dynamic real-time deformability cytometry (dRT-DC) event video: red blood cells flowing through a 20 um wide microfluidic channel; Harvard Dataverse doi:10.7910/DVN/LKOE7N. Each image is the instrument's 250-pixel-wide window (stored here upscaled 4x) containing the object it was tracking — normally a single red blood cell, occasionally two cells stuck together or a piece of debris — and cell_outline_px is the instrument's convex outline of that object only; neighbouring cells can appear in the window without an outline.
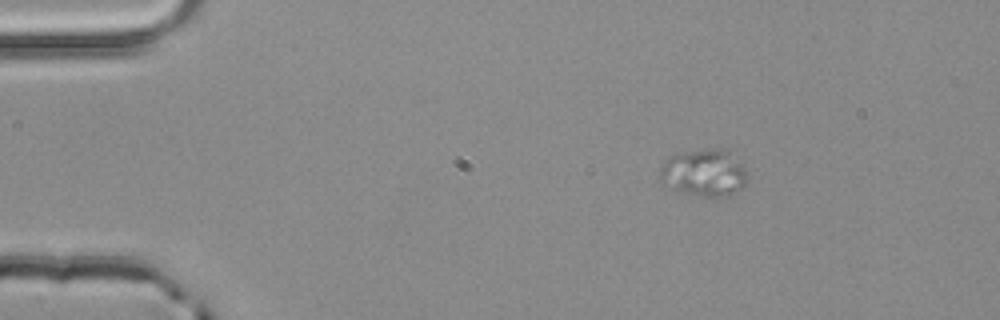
{"species": "common noctule bat (a hibernating species)", "species_latin": "Nyctalus noctula", "temperature_condition": "room temperature", "stored_images_in_passage": 3, "camera_frame_rate_fps": 3000, "um_per_image_px": 0.085, "animal": {"sex": "male", "body_mass_g": 20.4}, "frame": {"image": 1, "passage_image": 1, "time_ms": 0.0, "image_size_px": [1000, 320], "cell_outline_px": [[748, 180], [736, 192], [728, 196], [704, 196], [688, 192], [676, 188], [660, 180], [660, 168], [676, 152], [708, 148], [724, 148], [744, 164], [748, 172]], "centroid_in_image_um": [59.93, 14.64], "position_along_channel_um": 25.1, "area_um2": 23.81}}
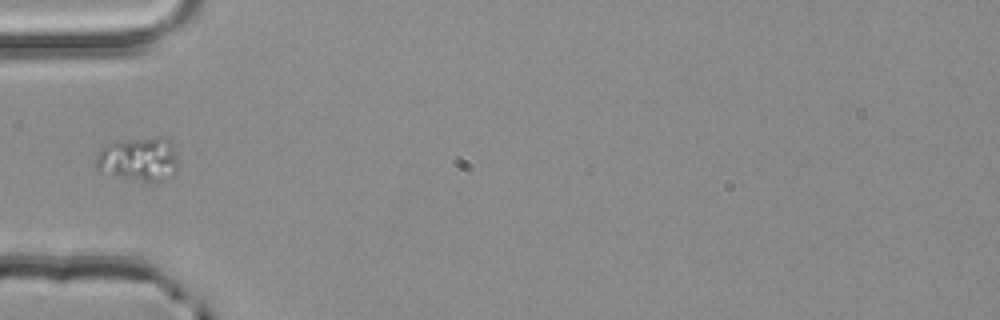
{"frame": {"image": 2, "passage_image": 3, "time_ms": 0.667, "image_size_px": [1000, 320], "cell_outline_px": [[176, 168], [164, 180], [156, 184], [116, 176], [100, 172], [96, 168], [96, 156], [100, 148], [116, 140], [156, 136], [160, 136], [168, 140], [176, 156]], "centroid_in_image_um": [11.73, 13.52], "position_along_channel_um": 73.3, "area_um2": 21.27}}